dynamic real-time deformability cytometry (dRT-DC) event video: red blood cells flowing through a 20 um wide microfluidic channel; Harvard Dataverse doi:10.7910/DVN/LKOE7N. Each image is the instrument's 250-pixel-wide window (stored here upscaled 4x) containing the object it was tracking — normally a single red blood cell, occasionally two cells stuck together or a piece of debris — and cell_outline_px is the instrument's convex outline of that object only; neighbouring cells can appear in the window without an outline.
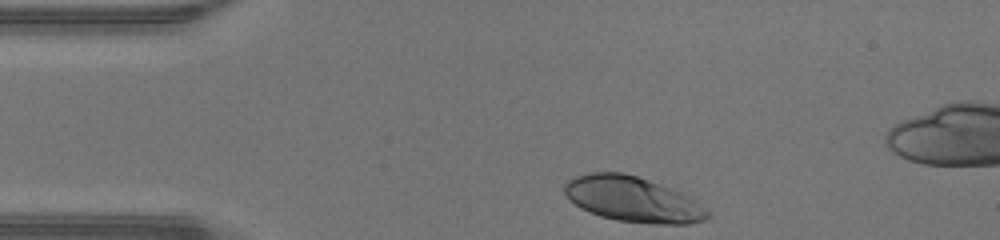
{"species": "human", "species_latin": "Homo sapiens", "temperature_condition": "warm", "stored_images_in_passage": 30, "camera_frame_rate_fps": 3000, "um_per_image_px": 0.085, "donor": {"sex": "male"}, "frame": {"image": 1, "passage_image": 1, "time_ms": 0.0, "image_size_px": [1000, 240], "cell_outline_px": [[712, 216], [704, 220], [688, 224], [656, 224], [616, 220], [600, 216], [580, 208], [568, 200], [564, 192], [564, 184], [568, 180], [576, 176], [592, 172], [624, 172], [648, 180], [680, 192], [688, 196], [704, 208]], "centroid_in_image_um": [53.74, 16.95], "position_along_channel_um": 31.3, "area_um2": 37.63}}
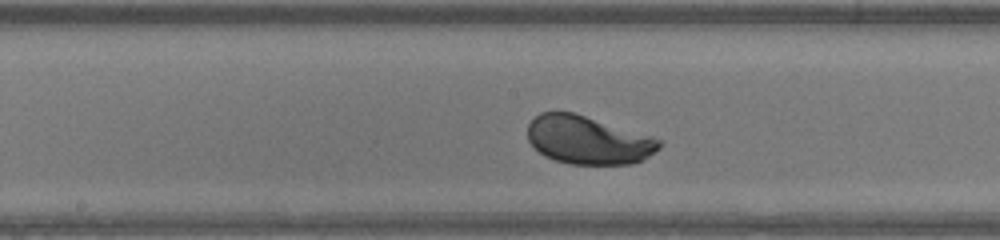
{"frame": {"image": 2, "passage_image": 16, "time_ms": 5.0, "image_size_px": [1000, 240], "cell_outline_px": [[660, 148], [648, 156], [632, 164], [568, 164], [544, 156], [528, 140], [528, 124], [540, 112], [572, 112], [652, 136], [660, 140]], "centroid_in_image_um": [49.97, 11.91], "position_along_channel_um": 198.2, "area_um2": 36.59}}
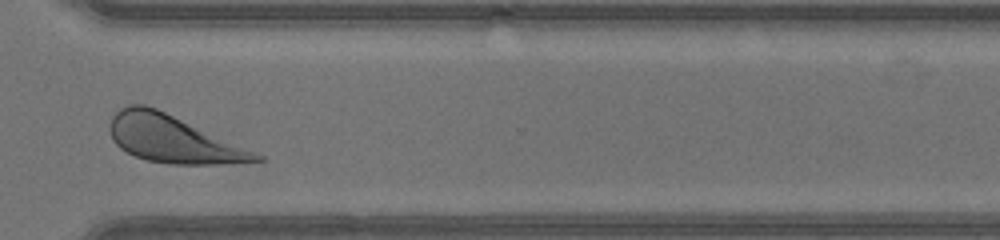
{"frame": {"image": 3, "passage_image": 27, "time_ms": 8.667, "image_size_px": [1000, 240], "cell_outline_px": [[268, 160], [220, 164], [168, 164], [148, 160], [136, 156], [120, 148], [112, 140], [108, 128], [108, 124], [112, 116], [120, 108], [128, 104], [144, 104], [156, 108], [256, 152], [264, 156]], "centroid_in_image_um": [14.65, 11.81], "position_along_channel_um": 355.9, "area_um2": 40.0}, "authors_computed_cell_mechanics": {"area_um2": 37.5411, "velocity_mm_per_s": 4.3112, "shape_relaxation_time_tau1_ms": 1.397, "shape_relaxation_time_tau2_ms": null, "deformation_change_tau1": 0.127, "deformation_change_tau2": null}}